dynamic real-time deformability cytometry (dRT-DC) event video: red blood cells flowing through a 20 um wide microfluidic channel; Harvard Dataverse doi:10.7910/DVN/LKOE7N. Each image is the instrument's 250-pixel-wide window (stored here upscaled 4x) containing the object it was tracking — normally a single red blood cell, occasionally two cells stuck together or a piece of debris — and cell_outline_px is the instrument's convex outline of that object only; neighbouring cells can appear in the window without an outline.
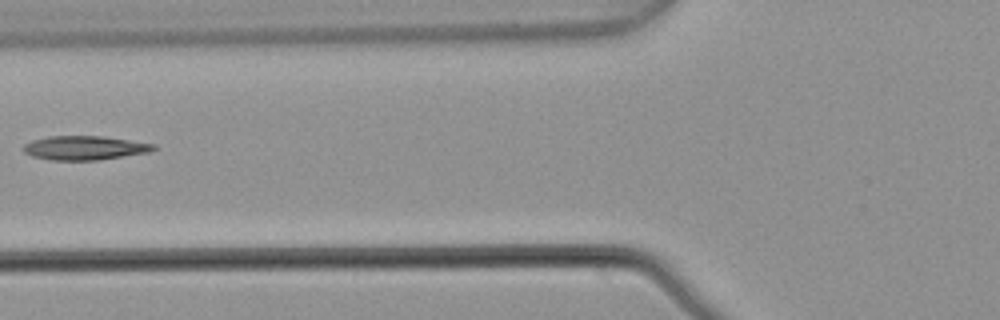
{"species": "common noctule bat (a hibernating species)", "species_latin": "Nyctalus noctula", "temperature_condition": "warm", "stored_images_in_passage": 6, "camera_frame_rate_fps": 3000, "um_per_image_px": 0.085, "animal": {"sex": "male", "body_mass_g": 21.5, "forearm_length_mm": 52.0}, "frame": {"image": 1, "passage_image": 5, "time_ms": 1.333, "image_size_px": [1000, 320], "cell_outline_px": [[156, 148], [148, 152], [100, 160], [52, 160], [32, 156], [24, 152], [24, 144], [32, 140], [48, 136], [104, 136], [156, 144]], "centroid_in_image_um": [7.2, 12.56], "position_along_channel_um": 118.6, "area_um2": 18.21}}
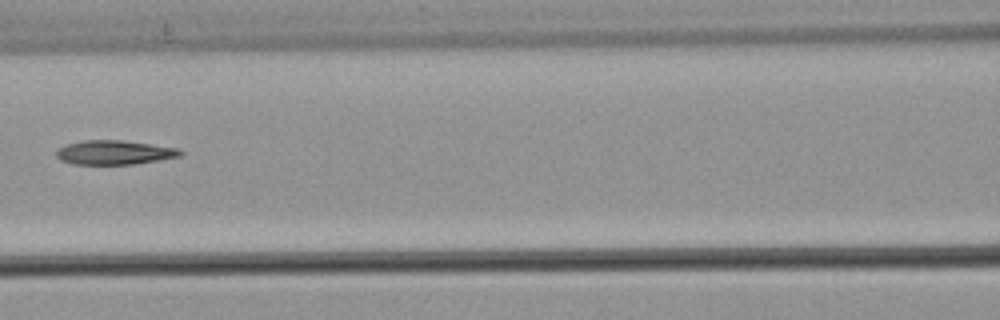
{"frame": {"image": 2, "passage_image": 6, "time_ms": 1.667, "image_size_px": [1000, 320], "cell_outline_px": [[184, 152], [180, 156], [132, 164], [72, 164], [60, 160], [56, 156], [56, 152], [60, 148], [68, 144], [84, 140], [124, 140], [180, 148]], "centroid_in_image_um": [9.74, 12.95], "position_along_channel_um": 156.9, "area_um2": 17.4}}